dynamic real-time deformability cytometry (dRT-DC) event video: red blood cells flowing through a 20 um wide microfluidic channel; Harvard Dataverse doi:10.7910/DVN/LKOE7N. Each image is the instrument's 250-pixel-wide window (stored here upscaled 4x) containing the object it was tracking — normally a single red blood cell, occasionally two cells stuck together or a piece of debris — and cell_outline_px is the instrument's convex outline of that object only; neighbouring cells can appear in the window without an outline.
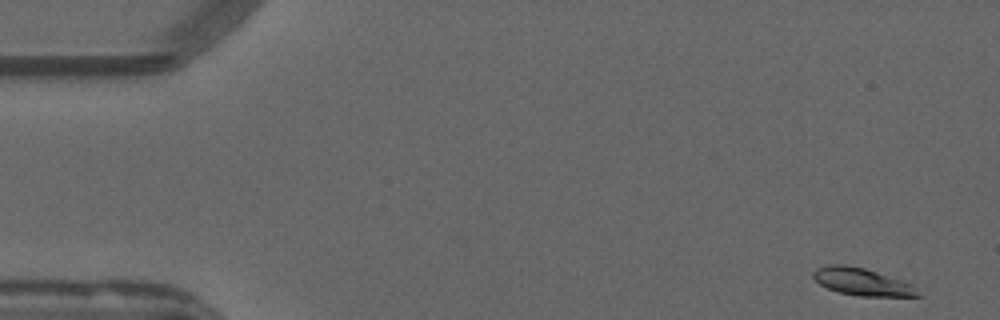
{"species": "common noctule bat (a hibernating species)", "species_latin": "Nyctalus noctula", "temperature_condition": "warm", "stored_images_in_passage": 47, "camera_frame_rate_fps": 3000, "um_per_image_px": 0.085, "animal": {"sex": "male", "forearm_length_mm": 52.5}, "frame": {"image": 1, "passage_image": 1, "time_ms": 0.0, "image_size_px": [1000, 320], "cell_outline_px": [[920, 296], [860, 296], [840, 292], [828, 288], [820, 284], [812, 276], [812, 272], [816, 268], [828, 264], [844, 264], [864, 268], [912, 284], [916, 288]], "centroid_in_image_um": [73.23, 23.94], "position_along_channel_um": 11.8, "area_um2": 16.42}}
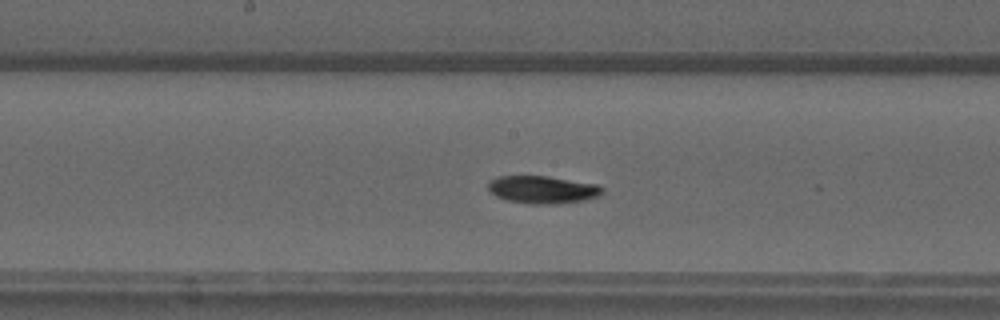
{"frame": {"image": 2, "passage_image": 26, "time_ms": 8.333, "image_size_px": [1000, 320], "cell_outline_px": [[604, 192], [600, 196], [584, 200], [560, 204], [532, 204], [508, 200], [496, 196], [488, 188], [488, 180], [500, 176], [548, 176], [596, 184], [604, 188]], "centroid_in_image_um": [46.15, 16.12], "position_along_channel_um": 202.1, "area_um2": 18.44}}
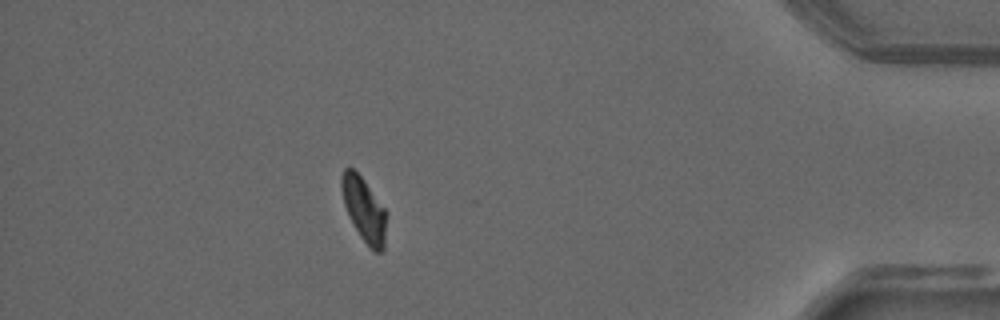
{"frame": {"image": 3, "passage_image": 46, "time_ms": 15.0, "image_size_px": [1000, 320], "cell_outline_px": [[388, 216], [384, 248], [380, 252], [376, 252], [360, 236], [344, 204], [340, 188], [340, 176], [344, 168], [352, 168], [364, 180], [384, 208]], "centroid_in_image_um": [30.95, 17.78], "position_along_channel_um": 404.2, "area_um2": 16.59}}